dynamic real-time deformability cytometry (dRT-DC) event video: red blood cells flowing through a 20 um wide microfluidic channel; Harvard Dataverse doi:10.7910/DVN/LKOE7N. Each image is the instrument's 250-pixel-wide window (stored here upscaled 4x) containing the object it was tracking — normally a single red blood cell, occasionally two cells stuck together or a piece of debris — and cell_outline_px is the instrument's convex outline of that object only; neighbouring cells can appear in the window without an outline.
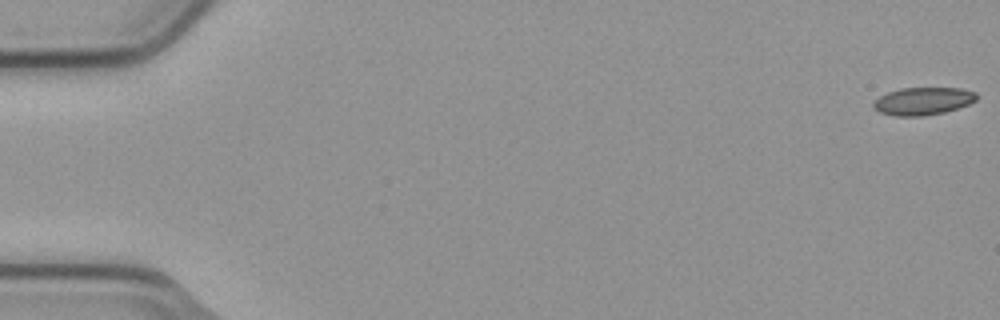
{"species": "common noctule bat (a hibernating species)", "species_latin": "Nyctalus noctula", "temperature_condition": "cold", "stored_images_in_passage": 5, "camera_frame_rate_fps": 3000, "um_per_image_px": 0.085, "animal": {"sex": "male", "body_mass_g": 23.1, "forearm_length_mm": 52.7}, "frame": {"image": 1, "passage_image": 1, "time_ms": 0.0, "image_size_px": [1000, 320], "cell_outline_px": [[976, 100], [968, 104], [944, 112], [924, 116], [896, 116], [880, 112], [872, 108], [872, 104], [880, 96], [888, 92], [900, 88], [960, 88], [976, 92]], "centroid_in_image_um": [78.43, 8.59], "position_along_channel_um": 6.6, "area_um2": 16.53}}
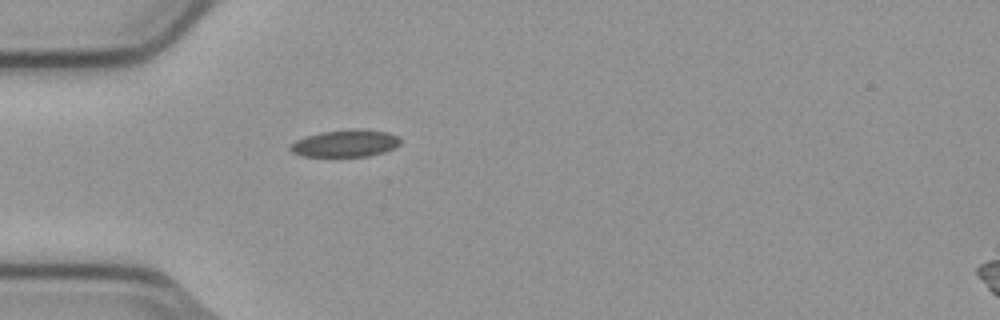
{"frame": {"image": 2, "passage_image": 5, "time_ms": 1.333, "image_size_px": [1000, 320], "cell_outline_px": [[400, 144], [384, 152], [368, 156], [304, 156], [292, 152], [288, 148], [296, 140], [304, 136], [320, 132], [388, 132], [400, 136]], "centroid_in_image_um": [29.32, 12.23], "position_along_channel_um": 55.7, "area_um2": 16.47}}